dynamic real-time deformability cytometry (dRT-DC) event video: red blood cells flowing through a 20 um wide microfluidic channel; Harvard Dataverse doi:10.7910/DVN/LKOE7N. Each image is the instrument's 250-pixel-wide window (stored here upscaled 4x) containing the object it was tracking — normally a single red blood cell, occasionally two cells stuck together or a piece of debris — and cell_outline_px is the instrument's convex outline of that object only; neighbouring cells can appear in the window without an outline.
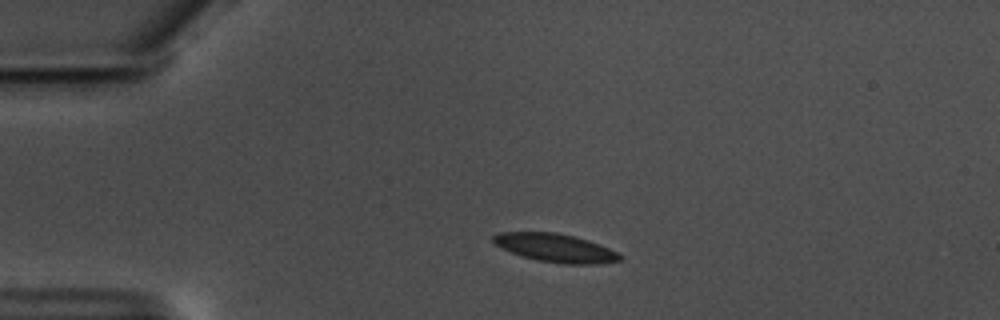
{"species": "common noctule bat (a hibernating species)", "species_latin": "Nyctalus noctula", "temperature_condition": "warm", "stored_images_in_passage": 46, "camera_frame_rate_fps": 3000, "um_per_image_px": 0.085, "animal": {"sex": "male", "body_mass_g": 17.5, "forearm_length_mm": 52.3}, "frame": {"image": 1, "passage_image": 1, "time_ms": 0.0, "image_size_px": [1000, 320], "cell_outline_px": [[624, 256], [620, 260], [600, 264], [564, 264], [536, 260], [512, 252], [496, 244], [492, 240], [492, 236], [500, 232], [556, 232], [588, 240], [600, 244]], "centroid_in_image_um": [47.25, 21.07], "position_along_channel_um": 37.8, "area_um2": 20.75}}
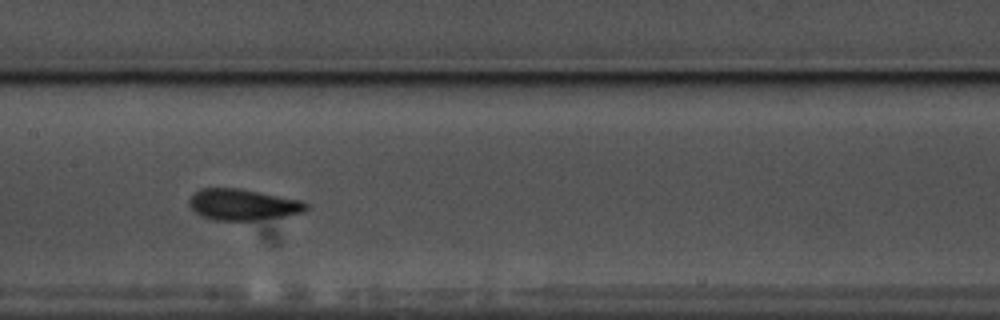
{"frame": {"image": 2, "passage_image": 17, "time_ms": 5.333, "image_size_px": [1000, 320], "cell_outline_px": [[308, 208], [300, 212], [284, 216], [252, 220], [216, 220], [200, 216], [188, 204], [188, 200], [200, 188], [240, 188], [300, 200], [308, 204]], "centroid_in_image_um": [20.61, 17.38], "position_along_channel_um": 186.8, "area_um2": 20.98}}
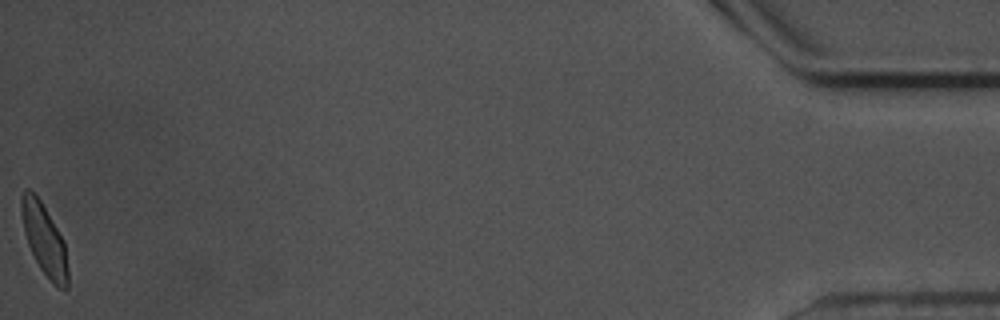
{"frame": {"image": 3, "passage_image": 46, "time_ms": 15.0, "image_size_px": [1000, 320], "cell_outline_px": [[68, 288], [56, 288], [52, 284], [40, 268], [28, 244], [24, 232], [20, 212], [20, 196], [24, 188], [28, 188], [40, 200], [64, 240], [68, 268]], "centroid_in_image_um": [3.75, 20.36], "position_along_channel_um": 431.4, "area_um2": 19.36}, "authors_computed_cell_mechanics": {"area_um2": 20.3167, "velocity_mm_per_s": 3.5235, "shape_relaxation_time_tau1_ms": 2.2364, "shape_relaxation_time_tau2_ms": 1.0069, "deformation_change_tau1": 0.114, "deformation_change_tau2": 0.0776}}